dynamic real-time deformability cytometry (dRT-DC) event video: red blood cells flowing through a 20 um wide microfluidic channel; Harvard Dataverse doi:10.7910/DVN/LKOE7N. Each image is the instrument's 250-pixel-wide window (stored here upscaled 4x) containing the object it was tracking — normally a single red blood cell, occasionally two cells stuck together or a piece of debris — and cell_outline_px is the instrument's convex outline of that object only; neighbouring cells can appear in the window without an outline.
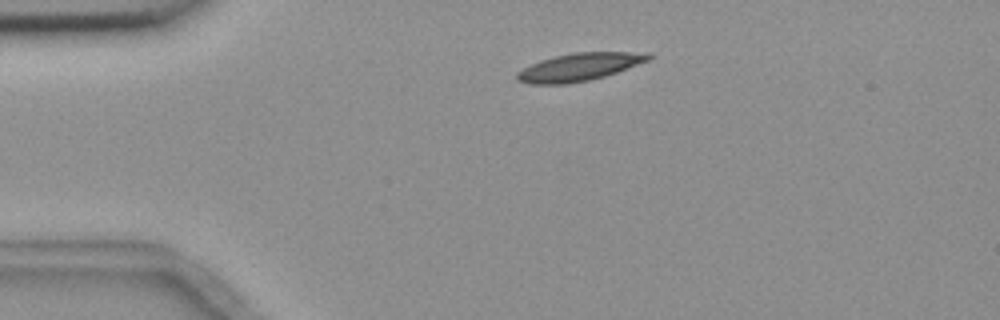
{"species": "common noctule bat (a hibernating species)", "species_latin": "Nyctalus noctula", "temperature_condition": "room temperature", "stored_images_in_passage": 2, "camera_frame_rate_fps": 3000, "um_per_image_px": 0.085, "animal": {"sex": "female", "body_mass_g": 18.4}, "frame": {"image": 1, "passage_image": 1, "time_ms": 0.0, "image_size_px": [1000, 320], "cell_outline_px": [[652, 56], [648, 60], [616, 72], [604, 76], [588, 80], [568, 84], [528, 84], [516, 80], [516, 72], [540, 60], [572, 52], [652, 52]], "centroid_in_image_um": [49.21, 5.69], "position_along_channel_um": 35.8, "area_um2": 21.15}}